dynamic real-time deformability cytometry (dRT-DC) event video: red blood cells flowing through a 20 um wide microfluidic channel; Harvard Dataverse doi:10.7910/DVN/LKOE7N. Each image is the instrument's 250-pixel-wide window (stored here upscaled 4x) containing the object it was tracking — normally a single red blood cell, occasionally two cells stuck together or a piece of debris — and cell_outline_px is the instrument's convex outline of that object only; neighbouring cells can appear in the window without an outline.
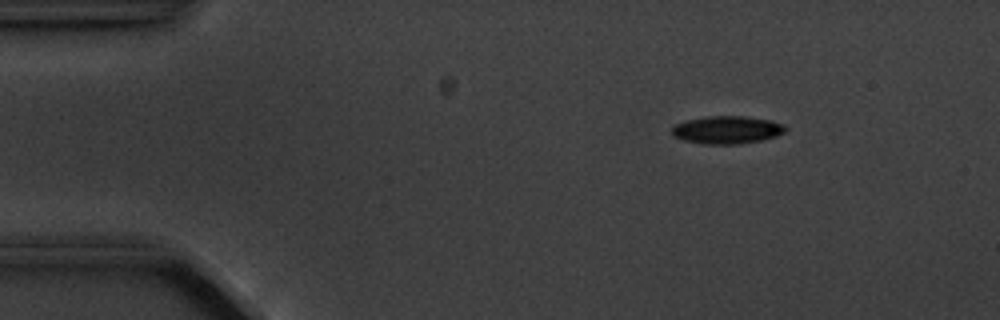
{"species": "common noctule bat (a hibernating species)", "species_latin": "Nyctalus noctula", "temperature_condition": "cold", "stored_images_in_passage": 3, "segment_of_instrument_passage": [2, 2], "camera_frame_rate_fps": 3000, "um_per_image_px": 0.085, "animal": {"sex": "male", "body_mass_g": 20.1, "forearm_length_mm": 53.5}, "frame": {"image": 1, "passage_image": 3, "time_ms": 3.0, "image_size_px": [1000, 320], "cell_outline_px": [[788, 128], [784, 132], [776, 136], [760, 140], [736, 144], [704, 144], [684, 140], [672, 136], [672, 128], [676, 124], [684, 120], [704, 116], [744, 116], [772, 120], [784, 124]], "centroid_in_image_um": [61.79, 11.02], "position_along_channel_um": 23.2, "area_um2": 18.5}}